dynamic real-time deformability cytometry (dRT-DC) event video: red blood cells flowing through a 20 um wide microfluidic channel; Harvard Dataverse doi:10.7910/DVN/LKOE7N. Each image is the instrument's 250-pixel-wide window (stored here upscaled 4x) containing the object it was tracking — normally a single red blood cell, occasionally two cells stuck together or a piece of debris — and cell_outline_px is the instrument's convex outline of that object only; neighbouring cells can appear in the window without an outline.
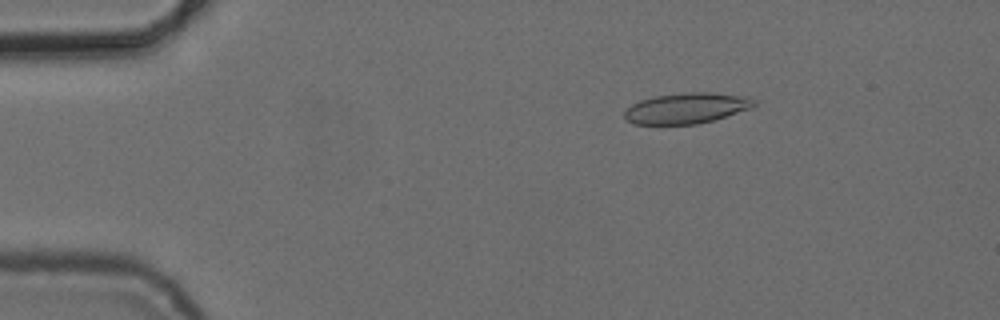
{"species": "common noctule bat (a hibernating species)", "species_latin": "Nyctalus noctula", "temperature_condition": "cold", "stored_images_in_passage": 3, "camera_frame_rate_fps": 3000, "um_per_image_px": 0.085, "animal": {"sex": "female", "body_mass_g": 24.6, "forearm_length_mm": 56.2}, "frame": {"image": 1, "passage_image": 1, "time_ms": 0.0, "image_size_px": [1000, 320], "cell_outline_px": [[756, 104], [752, 108], [712, 120], [696, 124], [632, 124], [624, 116], [624, 112], [632, 104], [640, 100], [656, 96], [688, 92], [708, 92], [748, 96], [756, 100]], "centroid_in_image_um": [58.38, 9.19], "position_along_channel_um": 26.6, "area_um2": 23.06}}